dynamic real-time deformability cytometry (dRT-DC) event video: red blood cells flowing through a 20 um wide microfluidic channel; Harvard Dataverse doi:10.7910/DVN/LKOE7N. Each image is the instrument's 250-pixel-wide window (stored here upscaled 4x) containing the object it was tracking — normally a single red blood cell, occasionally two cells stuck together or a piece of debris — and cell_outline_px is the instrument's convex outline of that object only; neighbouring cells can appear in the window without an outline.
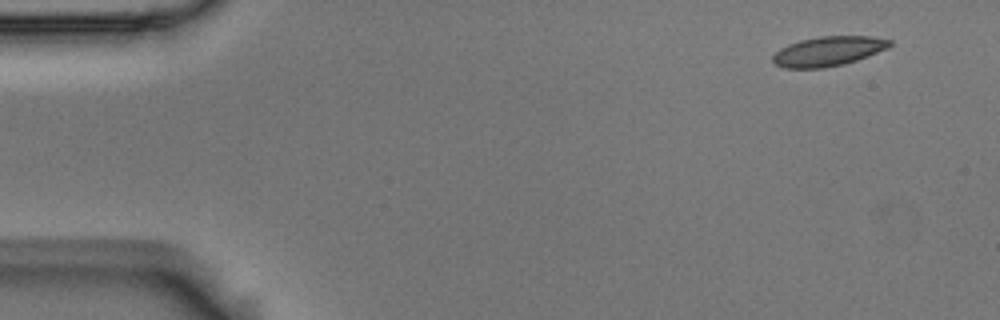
{"species": "Egyptian fruit bat (a non-hibernating species)", "species_latin": "Rousettus aegyptiacus", "temperature_condition": "room temperature", "stored_images_in_passage": 4, "camera_frame_rate_fps": 3000, "um_per_image_px": 0.085, "animal": {"sex": "male"}, "frame": {"image": 1, "passage_image": 4, "time_ms": 1.0, "image_size_px": [1000, 320], "cell_outline_px": [[892, 44], [888, 48], [856, 60], [844, 64], [824, 68], [784, 68], [776, 64], [772, 60], [772, 56], [780, 48], [788, 44], [800, 40], [820, 36], [872, 36], [892, 40]], "centroid_in_image_um": [70.4, 4.35], "position_along_channel_um": 14.6, "area_um2": 20.17}}